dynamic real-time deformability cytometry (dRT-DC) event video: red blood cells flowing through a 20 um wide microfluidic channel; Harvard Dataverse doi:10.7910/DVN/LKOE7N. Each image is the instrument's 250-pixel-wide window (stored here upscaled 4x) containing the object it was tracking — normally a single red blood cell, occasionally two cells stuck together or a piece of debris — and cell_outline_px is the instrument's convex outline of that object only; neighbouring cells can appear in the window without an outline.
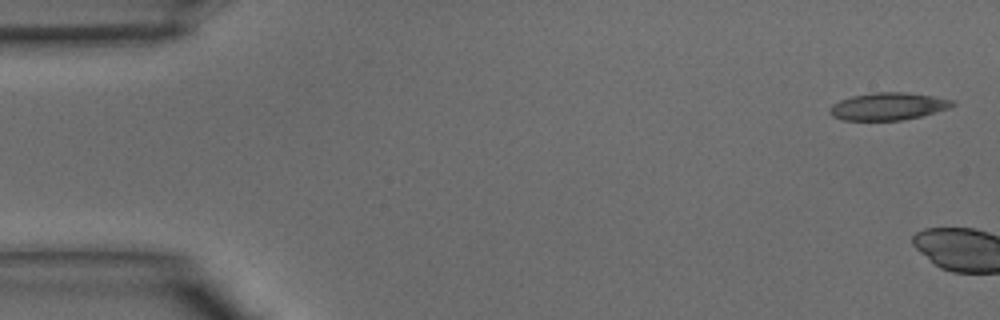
{"species": "common noctule bat (a hibernating species)", "species_latin": "Nyctalus noctula", "temperature_condition": "warm", "stored_images_in_passage": 3, "camera_frame_rate_fps": 3000, "um_per_image_px": 0.085, "animal": {"sex": "male", "body_mass_g": 15.6}, "frame": {"image": 1, "passage_image": 1, "time_ms": 0.0, "image_size_px": [1000, 320], "cell_outline_px": [[956, 104], [948, 108], [920, 116], [904, 120], [844, 120], [832, 116], [828, 112], [828, 108], [832, 104], [840, 100], [852, 96], [872, 92], [904, 92], [932, 96], [952, 100]], "centroid_in_image_um": [75.44, 9.04], "position_along_channel_um": 9.6, "area_um2": 19.54}}